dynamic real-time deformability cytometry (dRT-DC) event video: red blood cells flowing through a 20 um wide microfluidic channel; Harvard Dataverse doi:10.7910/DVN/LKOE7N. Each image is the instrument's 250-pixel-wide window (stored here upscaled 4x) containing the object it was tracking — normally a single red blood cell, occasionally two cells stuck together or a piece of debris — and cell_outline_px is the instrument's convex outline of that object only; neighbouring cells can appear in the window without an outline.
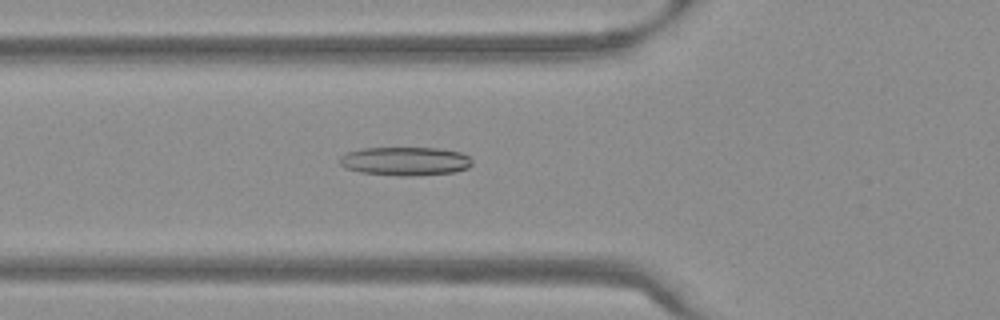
{"species": "Egyptian fruit bat (a non-hibernating species)", "species_latin": "Rousettus aegyptiacus", "temperature_condition": "warm", "stored_images_in_passage": 55, "camera_frame_rate_fps": 3000, "um_per_image_px": 0.085, "frame": {"image": 1, "passage_image": 20, "time_ms": 6.333, "image_size_px": [1000, 320], "cell_outline_px": [[472, 164], [468, 168], [456, 172], [412, 176], [396, 176], [360, 172], [344, 168], [340, 164], [340, 156], [348, 152], [360, 148], [440, 148], [460, 152], [468, 156], [472, 160]], "centroid_in_image_um": [34.44, 13.71], "position_along_channel_um": 91.4, "area_um2": 22.31}}
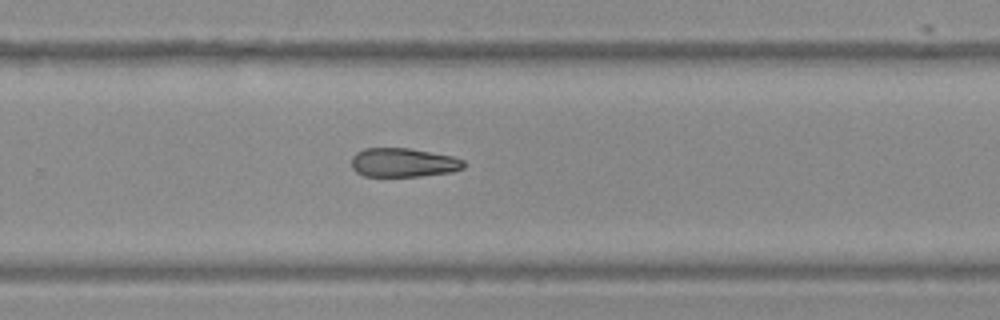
{"frame": {"image": 2, "passage_image": 36, "time_ms": 11.667, "image_size_px": [1000, 320], "cell_outline_px": [[464, 168], [452, 172], [420, 176], [364, 176], [356, 172], [352, 168], [352, 156], [356, 152], [364, 148], [408, 148], [452, 156], [464, 160]], "centroid_in_image_um": [34.27, 13.82], "position_along_channel_um": 295.5, "area_um2": 18.96}}
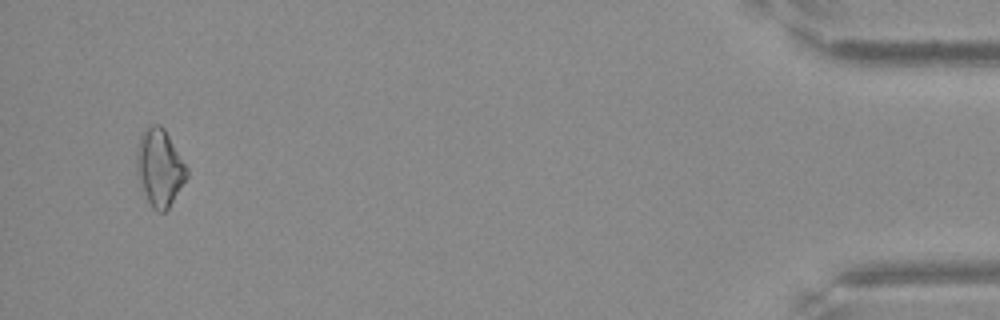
{"frame": {"image": 3, "passage_image": 52, "time_ms": 17.0, "image_size_px": [1000, 320], "cell_outline_px": [[188, 176], [168, 208], [164, 212], [160, 212], [152, 208], [144, 192], [136, 172], [136, 152], [140, 136], [144, 128], [148, 124], [160, 124], [164, 128], [188, 168]], "centroid_in_image_um": [13.56, 14.21], "position_along_channel_um": 421.6, "area_um2": 22.48}}